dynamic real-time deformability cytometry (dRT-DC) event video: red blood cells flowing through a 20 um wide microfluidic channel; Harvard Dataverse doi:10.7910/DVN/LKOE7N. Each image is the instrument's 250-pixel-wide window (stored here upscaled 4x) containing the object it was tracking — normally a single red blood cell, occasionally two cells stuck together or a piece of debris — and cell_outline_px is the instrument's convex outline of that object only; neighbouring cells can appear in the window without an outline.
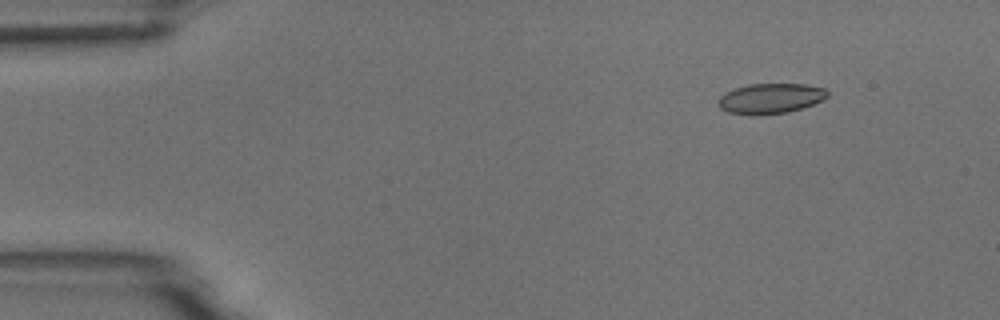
{"species": "common noctule bat (a hibernating species)", "species_latin": "Nyctalus noctula", "temperature_condition": "room temperature", "stored_images_in_passage": 5, "camera_frame_rate_fps": 3000, "um_per_image_px": 0.085, "animal": {"sex": "male", "body_mass_g": 18.8}, "frame": {"image": 1, "passage_image": 1, "time_ms": 0.0, "image_size_px": [1000, 320], "cell_outline_px": [[828, 96], [824, 100], [788, 112], [728, 112], [720, 108], [716, 104], [716, 100], [720, 96], [736, 88], [748, 84], [804, 84], [824, 88], [828, 92]], "centroid_in_image_um": [65.52, 8.32], "position_along_channel_um": 19.5, "area_um2": 18.44}}
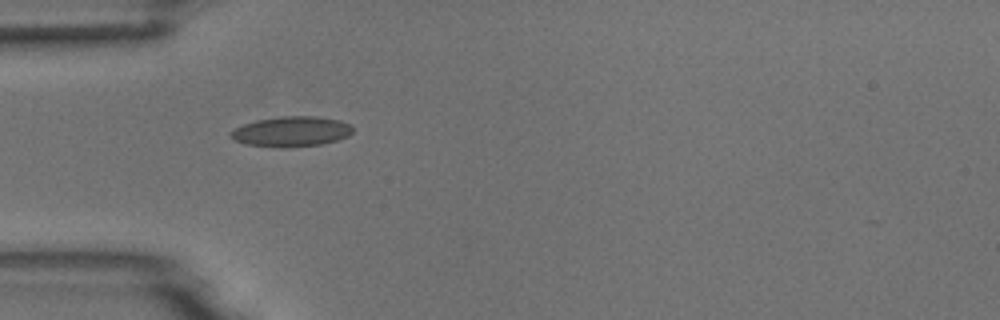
{"frame": {"image": 2, "passage_image": 4, "time_ms": 3.333, "image_size_px": [1000, 320], "cell_outline_px": [[352, 132], [348, 136], [336, 140], [320, 144], [244, 144], [228, 136], [228, 132], [244, 124], [256, 120], [280, 116], [316, 116], [340, 120], [352, 124]], "centroid_in_image_um": [24.79, 11.11], "position_along_channel_um": 60.2, "area_um2": 20.46}}